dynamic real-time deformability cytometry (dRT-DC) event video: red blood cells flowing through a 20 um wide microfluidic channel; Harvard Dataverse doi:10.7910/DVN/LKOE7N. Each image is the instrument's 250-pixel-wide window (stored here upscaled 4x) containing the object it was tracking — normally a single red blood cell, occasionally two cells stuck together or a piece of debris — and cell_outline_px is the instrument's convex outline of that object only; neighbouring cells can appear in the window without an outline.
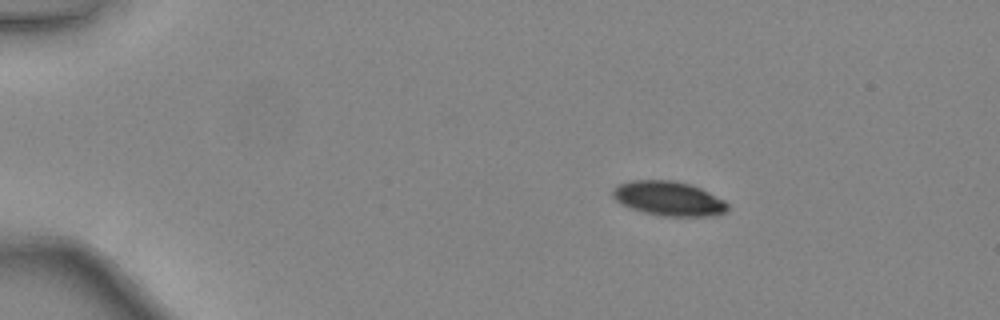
{"species": "common noctule bat (a hibernating species)", "species_latin": "Nyctalus noctula", "temperature_condition": "warm", "stored_images_in_passage": 5, "camera_frame_rate_fps": 3000, "um_per_image_px": 0.085, "animal": {"sex": "female", "body_mass_g": 24.6, "forearm_length_mm": 56.2}, "frame": {"image": 1, "passage_image": 1, "time_ms": 0.0, "image_size_px": [1000, 320], "cell_outline_px": [[728, 208], [724, 212], [712, 216], [664, 216], [644, 212], [620, 204], [612, 196], [612, 188], [620, 184], [632, 180], [672, 180], [692, 184], [724, 200], [728, 204]], "centroid_in_image_um": [56.82, 16.87], "position_along_channel_um": 28.2, "area_um2": 23.0}}